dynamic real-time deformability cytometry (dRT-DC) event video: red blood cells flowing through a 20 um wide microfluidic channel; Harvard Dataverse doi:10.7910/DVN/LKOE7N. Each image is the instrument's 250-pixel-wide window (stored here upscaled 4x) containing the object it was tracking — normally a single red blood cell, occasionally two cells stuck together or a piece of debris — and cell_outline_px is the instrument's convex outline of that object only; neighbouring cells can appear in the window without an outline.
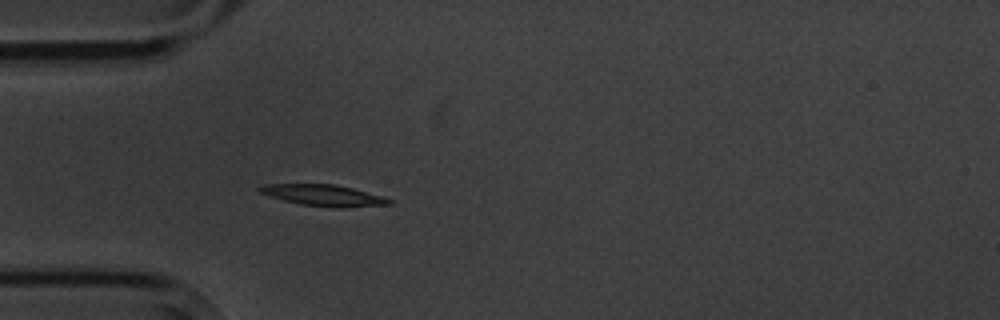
{"species": "common noctule bat (a hibernating species)", "species_latin": "Nyctalus noctula", "temperature_condition": "cold", "stored_images_in_passage": 1, "camera_frame_rate_fps": 3000, "um_per_image_px": 0.085, "animal": {"sex": "male", "body_mass_g": 20.1, "forearm_length_mm": 53.5}, "frame": {"image": 1, "passage_image": 1, "time_ms": 0.0, "image_size_px": [1000, 320], "cell_outline_px": [[392, 204], [300, 204], [284, 200], [260, 192], [256, 188], [264, 184], [336, 184], [352, 188], [380, 196], [392, 200]], "centroid_in_image_um": [27.33, 16.52], "position_along_channel_um": 57.7, "area_um2": 14.45}}